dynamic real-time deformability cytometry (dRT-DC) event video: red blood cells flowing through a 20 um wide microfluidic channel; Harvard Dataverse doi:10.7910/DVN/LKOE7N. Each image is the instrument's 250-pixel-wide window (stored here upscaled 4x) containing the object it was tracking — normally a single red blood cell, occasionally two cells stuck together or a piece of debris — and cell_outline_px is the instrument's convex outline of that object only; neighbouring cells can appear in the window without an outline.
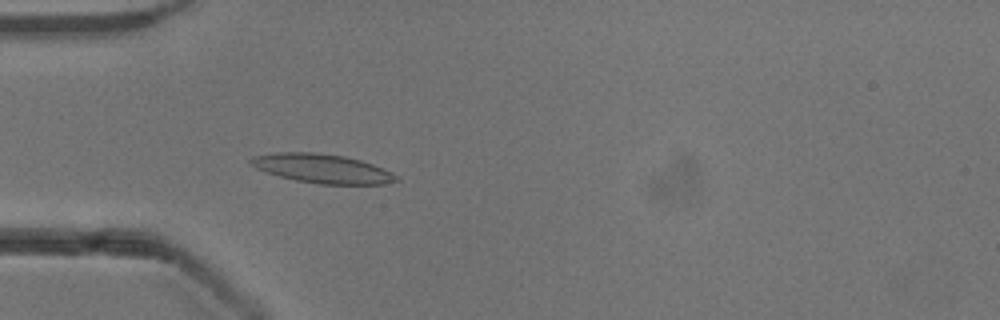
{"species": "common noctule bat (a hibernating species)", "species_latin": "Nyctalus noctula", "temperature_condition": "cold", "stored_images_in_passage": 53, "camera_frame_rate_fps": 3000, "um_per_image_px": 0.085, "animal": {"sex": "male", "body_mass_g": 13.3}, "frame": {"image": 1, "passage_image": 16, "time_ms": 5.0, "image_size_px": [1000, 320], "cell_outline_px": [[400, 180], [384, 184], [320, 184], [296, 180], [264, 172], [248, 164], [248, 160], [252, 156], [276, 152], [312, 152], [344, 156], [360, 160], [372, 164], [392, 172]], "centroid_in_image_um": [27.34, 14.32], "position_along_channel_um": 57.7, "area_um2": 24.62}}
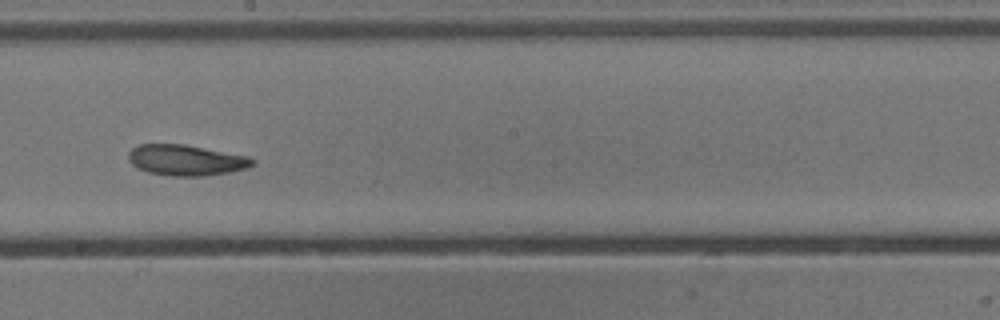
{"frame": {"image": 2, "passage_image": 30, "time_ms": 9.667, "image_size_px": [1000, 320], "cell_outline_px": [[256, 164], [248, 168], [228, 172], [204, 176], [172, 176], [148, 172], [132, 164], [128, 160], [128, 152], [132, 148], [140, 144], [184, 144], [248, 156], [256, 160]], "centroid_in_image_um": [15.84, 13.61], "position_along_channel_um": 232.4, "area_um2": 22.25}}
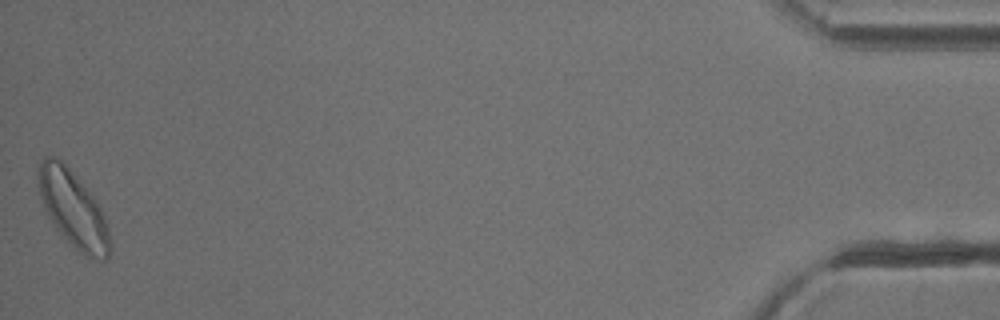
{"frame": {"image": 3, "passage_image": 53, "time_ms": 17.333, "image_size_px": [1000, 320], "cell_outline_px": [[112, 252], [104, 260], [84, 256], [56, 228], [48, 216], [44, 208], [40, 196], [36, 176], [40, 164], [44, 156], [52, 156], [60, 160], [72, 172], [96, 200], [100, 208], [108, 228], [112, 248]], "centroid_in_image_um": [6.21, 17.78], "position_along_channel_um": 429.0, "area_um2": 31.5}, "authors_computed_cell_mechanics": {"area_um2": 23.2934, "velocity_mm_per_s": 3.8462, "shape_relaxation_time_tau1_ms": 7.0255, "shape_relaxation_time_tau2_ms": 7.7247, "deformation_change_tau1": 0.1794, "deformation_change_tau2": 0.1741}}